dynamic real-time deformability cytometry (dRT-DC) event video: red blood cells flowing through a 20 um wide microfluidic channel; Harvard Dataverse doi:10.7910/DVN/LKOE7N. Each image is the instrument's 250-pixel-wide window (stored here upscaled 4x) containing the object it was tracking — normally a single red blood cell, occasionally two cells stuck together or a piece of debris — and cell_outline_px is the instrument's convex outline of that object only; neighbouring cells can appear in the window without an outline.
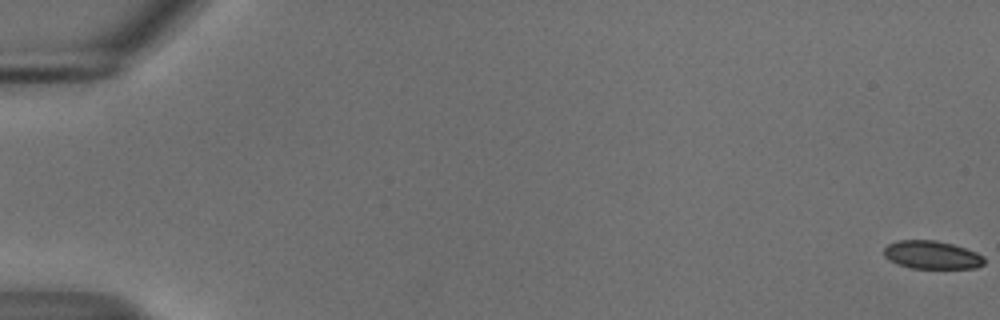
{"species": "common noctule bat (a hibernating species)", "species_latin": "Nyctalus noctula", "temperature_condition": "cold", "stored_images_in_passage": 16, "camera_frame_rate_fps": 3000, "um_per_image_px": 0.085, "animal": {"sex": "male", "body_mass_g": 18.8}, "frame": {"image": 1, "passage_image": 1, "time_ms": 0.0, "image_size_px": [1000, 320], "cell_outline_px": [[984, 264], [976, 268], [912, 268], [896, 264], [888, 260], [884, 256], [884, 248], [888, 244], [896, 240], [936, 240], [952, 244], [976, 252], [984, 256]], "centroid_in_image_um": [79.18, 21.66], "position_along_channel_um": 5.8, "area_um2": 16.53}}
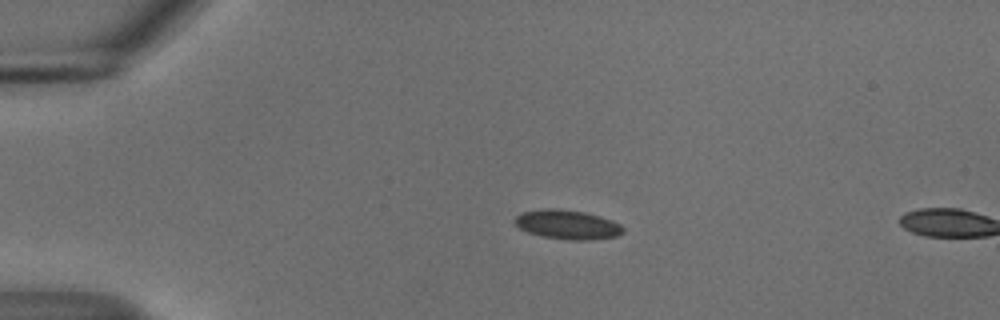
{"frame": {"image": 2, "passage_image": 14, "time_ms": 4.333, "image_size_px": [1000, 320], "cell_outline_px": [[624, 232], [616, 236], [588, 240], [568, 240], [544, 236], [528, 232], [520, 228], [512, 220], [516, 216], [524, 212], [544, 208], [556, 208], [584, 212], [600, 216], [612, 220], [620, 224], [624, 228]], "centroid_in_image_um": [48.24, 19.08], "position_along_channel_um": 36.8, "area_um2": 18.38}}